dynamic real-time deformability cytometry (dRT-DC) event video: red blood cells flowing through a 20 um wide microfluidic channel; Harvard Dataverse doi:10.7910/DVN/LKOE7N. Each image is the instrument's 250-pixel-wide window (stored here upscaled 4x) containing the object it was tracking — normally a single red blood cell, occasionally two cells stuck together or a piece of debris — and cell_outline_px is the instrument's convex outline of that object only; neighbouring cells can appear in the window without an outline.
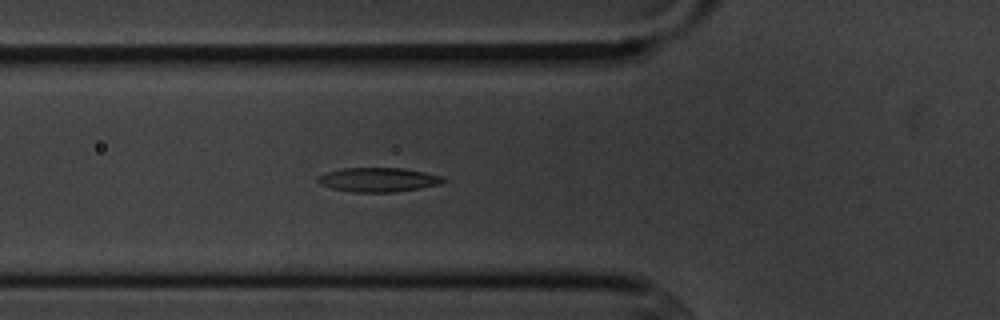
{"species": "common noctule bat (a hibernating species)", "species_latin": "Nyctalus noctula", "temperature_condition": "cold", "stored_images_in_passage": 5, "camera_frame_rate_fps": 3000, "um_per_image_px": 0.085, "animal": {"sex": "male", "body_mass_g": 20.1, "forearm_length_mm": 53.5}, "frame": {"image": 1, "passage_image": 5, "time_ms": 4.333, "image_size_px": [1000, 320], "cell_outline_px": [[448, 180], [440, 184], [420, 188], [392, 192], [352, 192], [332, 188], [320, 184], [316, 180], [316, 176], [328, 172], [344, 168], [404, 168], [444, 176]], "centroid_in_image_um": [32.17, 15.27], "position_along_channel_um": 93.6, "area_um2": 17.74}}